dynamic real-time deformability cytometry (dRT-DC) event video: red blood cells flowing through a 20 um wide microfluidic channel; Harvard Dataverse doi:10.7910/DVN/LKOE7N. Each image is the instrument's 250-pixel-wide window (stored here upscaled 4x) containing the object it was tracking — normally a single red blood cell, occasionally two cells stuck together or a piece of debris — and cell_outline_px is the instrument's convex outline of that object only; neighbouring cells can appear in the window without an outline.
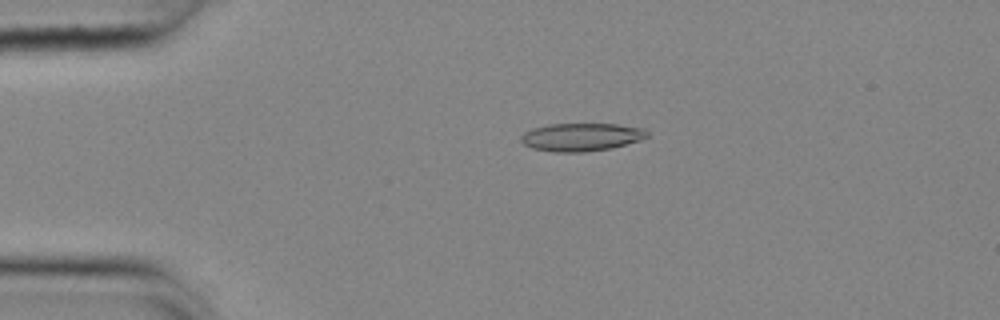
{"species": "common noctule bat (a hibernating species)", "species_latin": "Nyctalus noctula", "temperature_condition": "cold", "stored_images_in_passage": 55, "camera_frame_rate_fps": 3000, "um_per_image_px": 0.085, "animal": {"sex": "female", "body_mass_g": 25.1}, "frame": {"image": 1, "passage_image": 12, "time_ms": 3.667, "image_size_px": [1000, 320], "cell_outline_px": [[648, 136], [640, 140], [612, 148], [584, 152], [552, 152], [532, 148], [524, 144], [520, 140], [520, 136], [524, 132], [532, 128], [548, 124], [616, 124], [644, 128], [648, 132]], "centroid_in_image_um": [49.39, 11.65], "position_along_channel_um": 35.6, "area_um2": 20.69}}
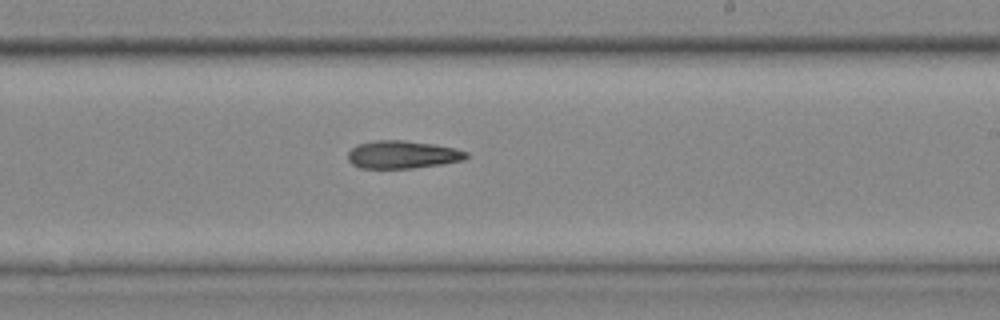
{"frame": {"image": 2, "passage_image": 33, "time_ms": 10.667, "image_size_px": [1000, 320], "cell_outline_px": [[468, 156], [464, 160], [444, 164], [412, 168], [360, 168], [352, 164], [348, 160], [348, 152], [356, 144], [376, 140], [404, 140], [432, 144], [456, 148], [468, 152]], "centroid_in_image_um": [34.21, 13.14], "position_along_channel_um": 254.8, "area_um2": 19.31}}
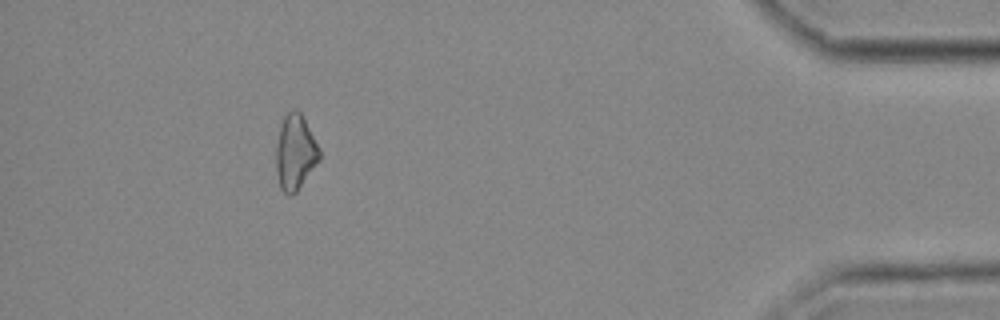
{"frame": {"image": 3, "passage_image": 50, "time_ms": 16.333, "image_size_px": [1000, 320], "cell_outline_px": [[320, 160], [296, 192], [292, 196], [288, 196], [280, 188], [276, 172], [276, 144], [280, 124], [284, 116], [292, 108], [296, 108], [300, 112], [320, 152]], "centroid_in_image_um": [25.06, 12.97], "position_along_channel_um": 410.1, "area_um2": 18.9}}